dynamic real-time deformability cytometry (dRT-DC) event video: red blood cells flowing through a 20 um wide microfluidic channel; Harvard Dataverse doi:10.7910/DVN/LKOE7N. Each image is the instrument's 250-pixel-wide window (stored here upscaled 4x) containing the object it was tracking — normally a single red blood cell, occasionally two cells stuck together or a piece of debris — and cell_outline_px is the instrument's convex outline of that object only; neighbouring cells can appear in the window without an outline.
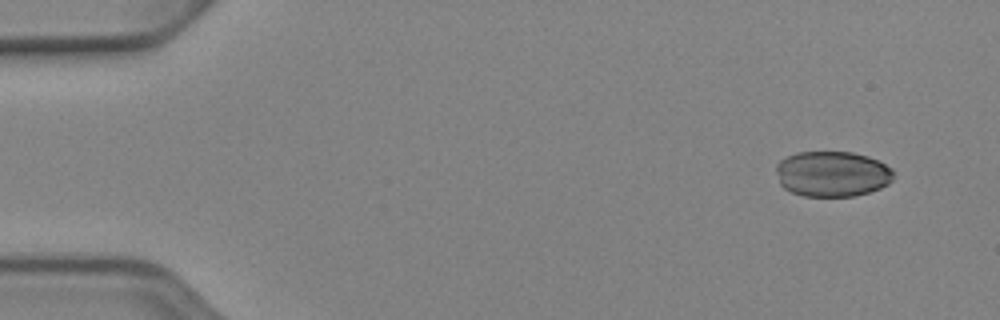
{"species": "Egyptian fruit bat (a non-hibernating species)", "species_latin": "Rousettus aegyptiacus", "temperature_condition": "cold", "stored_images_in_passage": 40, "camera_frame_rate_fps": 3000, "um_per_image_px": 0.085, "animal": {"sex": "female"}, "frame": {"image": 1, "passage_image": 1, "time_ms": 0.0, "image_size_px": [1000, 320], "cell_outline_px": [[892, 180], [888, 184], [880, 188], [868, 192], [852, 196], [804, 196], [792, 192], [784, 188], [780, 184], [776, 172], [776, 164], [780, 160], [796, 152], [852, 152], [868, 156], [892, 168]], "centroid_in_image_um": [70.71, 14.78], "position_along_channel_um": 14.3, "area_um2": 31.1}}
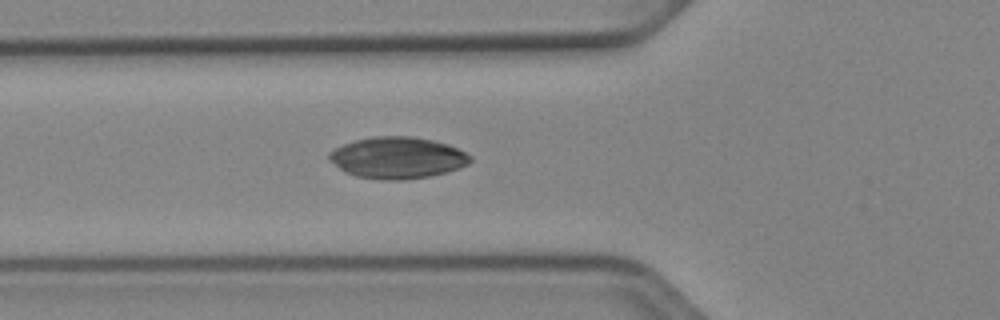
{"frame": {"image": 2, "passage_image": 16, "time_ms": 5.0, "image_size_px": [1000, 320], "cell_outline_px": [[472, 160], [468, 164], [460, 168], [428, 176], [404, 180], [384, 180], [356, 176], [344, 172], [328, 160], [328, 152], [344, 144], [356, 140], [372, 136], [412, 136], [432, 140], [448, 144], [472, 156]], "centroid_in_image_um": [33.76, 13.41], "position_along_channel_um": 92.0, "area_um2": 34.16}}
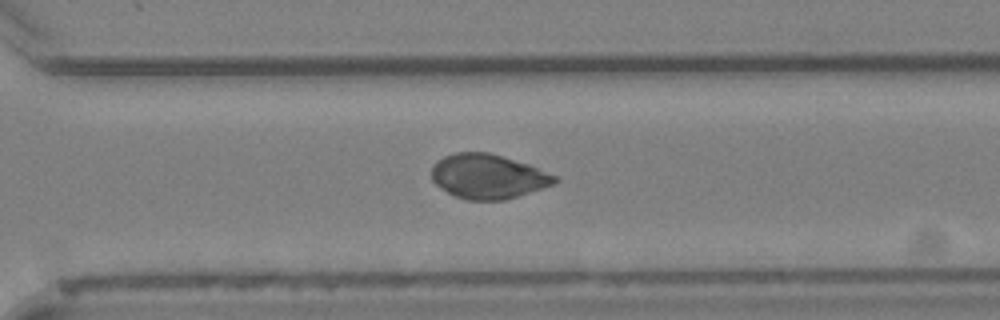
{"frame": {"image": 3, "passage_image": 34, "time_ms": 11.0, "image_size_px": [1000, 320], "cell_outline_px": [[560, 180], [552, 184], [504, 200], [468, 200], [456, 196], [440, 188], [432, 180], [432, 164], [436, 160], [444, 156], [456, 152], [488, 152], [528, 164], [556, 176]], "centroid_in_image_um": [41.43, 14.98], "position_along_channel_um": 329.2, "area_um2": 31.62}}